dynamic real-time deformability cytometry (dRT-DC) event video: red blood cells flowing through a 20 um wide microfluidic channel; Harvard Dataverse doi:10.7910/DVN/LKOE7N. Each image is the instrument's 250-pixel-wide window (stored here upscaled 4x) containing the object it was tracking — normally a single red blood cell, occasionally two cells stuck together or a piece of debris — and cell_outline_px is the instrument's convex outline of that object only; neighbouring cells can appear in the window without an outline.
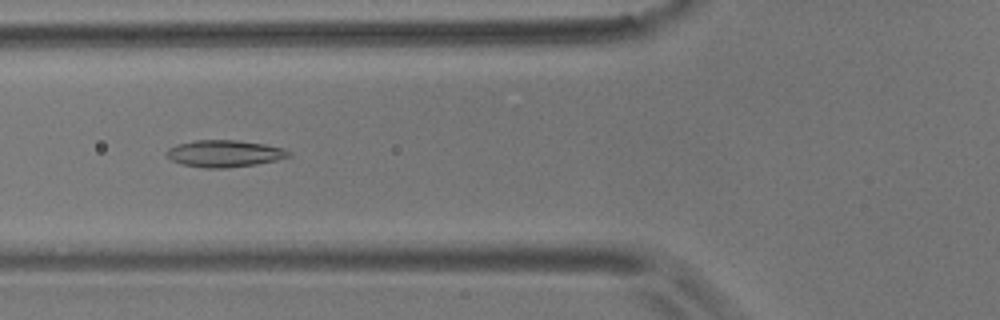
{"species": "common noctule bat (a hibernating species)", "species_latin": "Nyctalus noctula", "temperature_condition": "room temperature", "stored_images_in_passage": 47, "camera_frame_rate_fps": 3000, "um_per_image_px": 0.085, "animal": {"sex": "male", "body_mass_g": 17.9}, "frame": {"image": 1, "passage_image": 13, "time_ms": 4.0, "image_size_px": [1000, 320], "cell_outline_px": [[292, 156], [276, 160], [256, 164], [224, 168], [204, 168], [180, 164], [172, 160], [164, 152], [168, 148], [176, 144], [196, 140], [236, 140], [264, 144], [284, 148], [292, 152]], "centroid_in_image_um": [19.07, 13.05], "position_along_channel_um": 106.7, "area_um2": 19.25}}
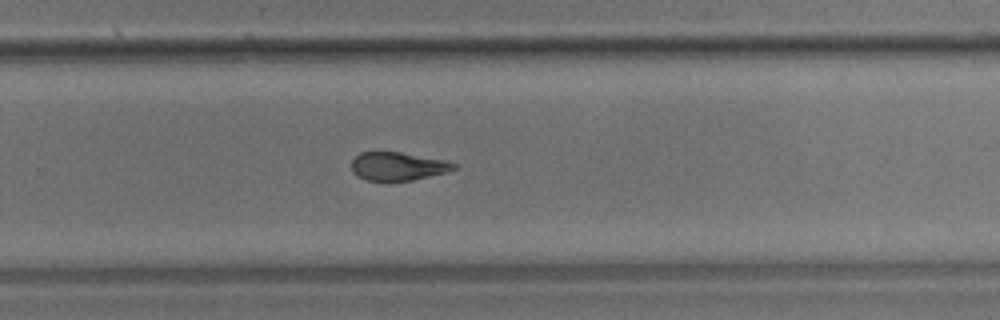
{"frame": {"image": 2, "passage_image": 29, "time_ms": 9.333, "image_size_px": [1000, 320], "cell_outline_px": [[460, 168], [448, 172], [412, 180], [388, 184], [368, 180], [360, 176], [352, 168], [352, 160], [360, 152], [400, 152], [444, 160], [456, 164]], "centroid_in_image_um": [33.86, 14.17], "position_along_channel_um": 295.9, "area_um2": 17.22}}
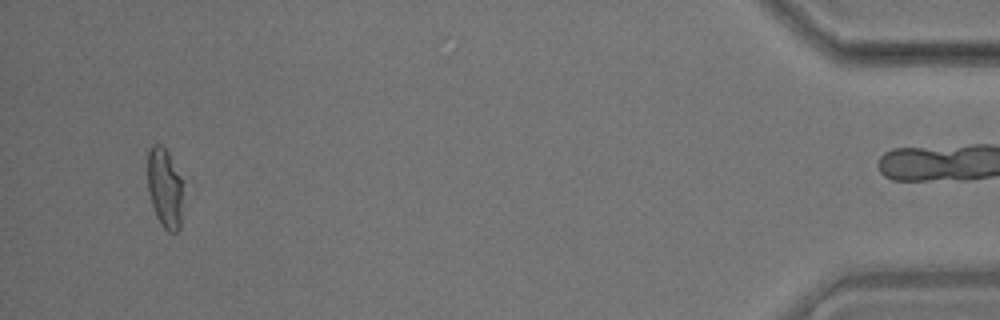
{"frame": {"image": 3, "passage_image": 46, "time_ms": 15.0, "image_size_px": [1000, 320], "cell_outline_px": [[184, 212], [180, 228], [176, 232], [168, 232], [160, 224], [156, 216], [148, 192], [148, 152], [152, 144], [160, 144], [168, 152], [180, 176], [184, 208]], "centroid_in_image_um": [14.03, 16.04], "position_along_channel_um": 421.2, "area_um2": 16.82}, "authors_computed_cell_mechanics": {"area_um2": 18.5538, "velocity_mm_per_s": 3.5522, "shape_relaxation_time_tau1_ms": 5.0945, "shape_relaxation_time_tau2_ms": 2.3197, "deformation_change_tau1": 0.1489, "deformation_change_tau2": 0.1016}}